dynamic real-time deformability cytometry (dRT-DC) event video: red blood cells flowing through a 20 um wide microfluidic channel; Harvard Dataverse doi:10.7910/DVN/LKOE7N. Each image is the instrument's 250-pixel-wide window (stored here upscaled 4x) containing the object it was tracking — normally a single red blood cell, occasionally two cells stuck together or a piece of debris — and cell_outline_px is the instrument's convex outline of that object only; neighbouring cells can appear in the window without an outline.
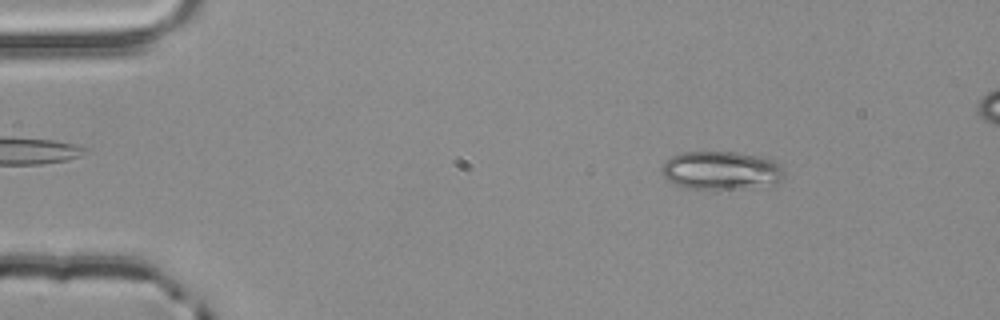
{"species": "common noctule bat (a hibernating species)", "species_latin": "Nyctalus noctula", "temperature_condition": "room temperature", "stored_images_in_passage": 49, "camera_frame_rate_fps": 3000, "um_per_image_px": 0.085, "animal": {"sex": "male", "body_mass_g": 20.4}, "frame": {"image": 1, "passage_image": 3, "time_ms": 0.667, "image_size_px": [1000, 320], "cell_outline_px": [[784, 176], [776, 184], [740, 188], [684, 188], [668, 180], [664, 176], [660, 168], [664, 160], [680, 152], [740, 152], [760, 156], [772, 160], [780, 164], [784, 168]], "centroid_in_image_um": [61.29, 14.47], "position_along_channel_um": 23.7, "area_um2": 27.46}}
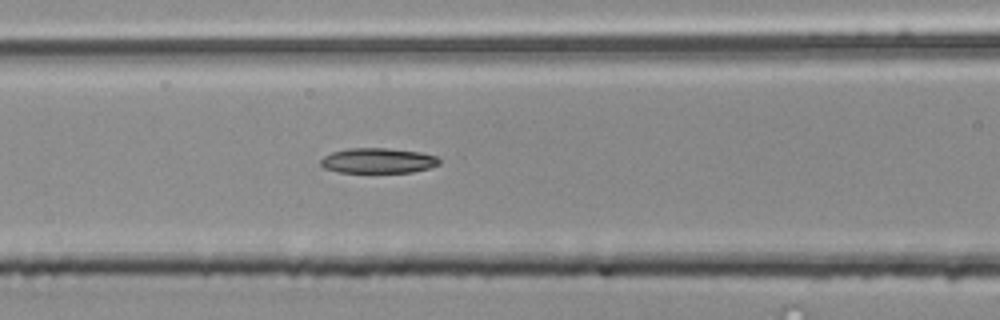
{"frame": {"image": 2, "passage_image": 18, "time_ms": 5.667, "image_size_px": [1000, 320], "cell_outline_px": [[440, 164], [428, 168], [412, 172], [340, 172], [324, 168], [320, 164], [320, 160], [324, 156], [332, 152], [348, 148], [388, 148], [420, 152], [436, 156], [440, 160]], "centroid_in_image_um": [32.12, 13.65], "position_along_channel_um": 134.5, "area_um2": 17.34}}
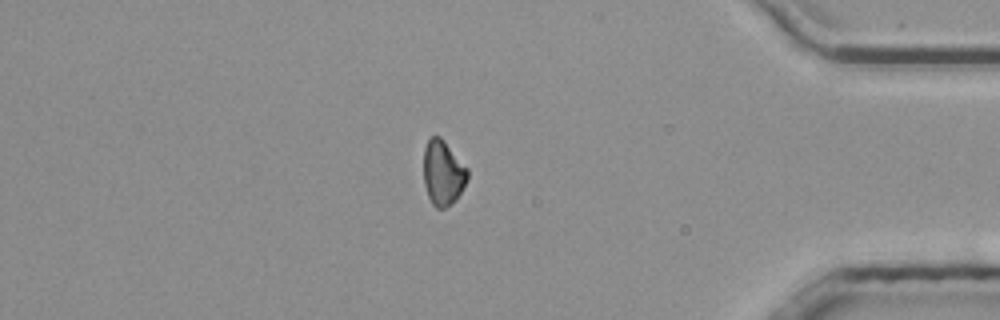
{"frame": {"image": 3, "passage_image": 41, "time_ms": 13.333, "image_size_px": [1000, 320], "cell_outline_px": [[468, 180], [456, 200], [444, 208], [436, 208], [432, 204], [428, 196], [424, 184], [424, 148], [428, 140], [432, 136], [440, 136], [444, 140], [468, 168]], "centroid_in_image_um": [37.66, 14.69], "position_along_channel_um": 397.5, "area_um2": 16.7}}